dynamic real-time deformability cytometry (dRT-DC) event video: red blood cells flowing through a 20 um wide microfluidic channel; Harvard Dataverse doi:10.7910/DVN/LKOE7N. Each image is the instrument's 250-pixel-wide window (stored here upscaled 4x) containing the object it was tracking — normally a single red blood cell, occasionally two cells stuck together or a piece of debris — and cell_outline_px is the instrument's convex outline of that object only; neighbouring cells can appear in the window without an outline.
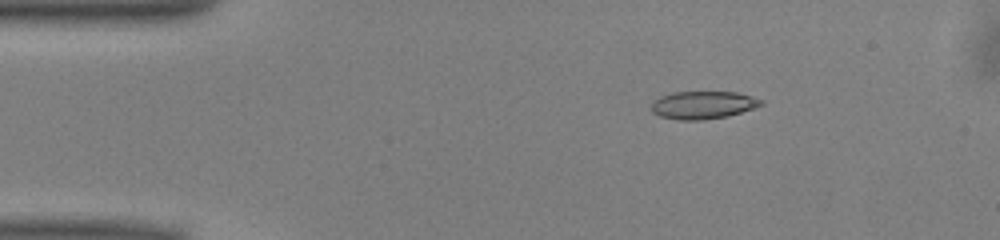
{"species": "common noctule bat (a hibernating species)", "species_latin": "Nyctalus noctula", "temperature_condition": "warm", "stored_images_in_passage": 46, "camera_frame_rate_fps": 3000, "um_per_image_px": 0.085, "animal": {"sex": "male", "body_mass_g": 13.0, "forearm_length_mm": 53.1}, "frame": {"image": 1, "passage_image": 4, "time_ms": 1.0, "image_size_px": [1000, 240], "cell_outline_px": [[764, 104], [728, 116], [704, 120], [680, 120], [660, 116], [652, 112], [652, 104], [660, 96], [672, 92], [736, 92], [752, 96], [764, 100]], "centroid_in_image_um": [59.77, 8.92], "position_along_channel_um": 25.2, "area_um2": 17.69}}
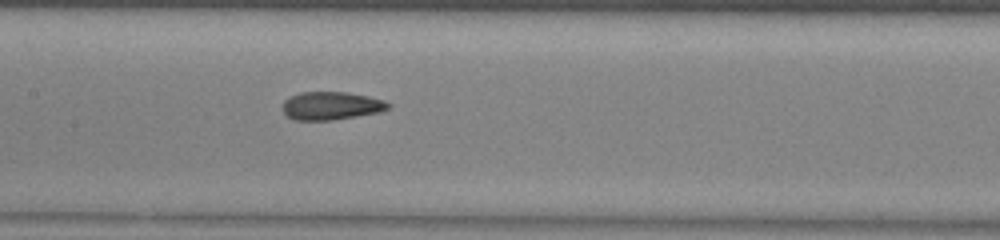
{"frame": {"image": 2, "passage_image": 20, "time_ms": 6.333, "image_size_px": [1000, 240], "cell_outline_px": [[392, 104], [388, 108], [380, 112], [332, 120], [296, 120], [288, 116], [284, 112], [284, 100], [300, 92], [348, 92], [368, 96], [384, 100]], "centroid_in_image_um": [28.19, 8.98], "position_along_channel_um": 179.2, "area_um2": 17.17}}
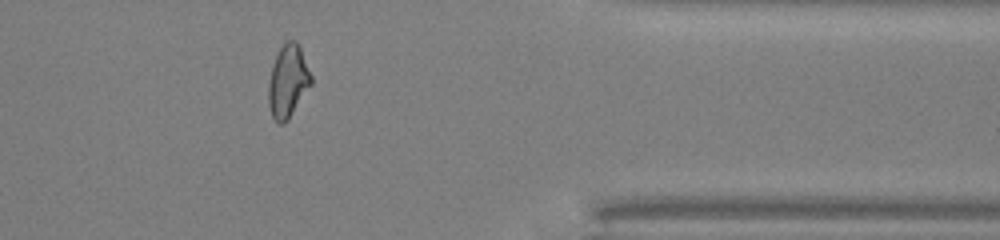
{"frame": {"image": 3, "passage_image": 37, "time_ms": 12.0, "image_size_px": [1000, 240], "cell_outline_px": [[312, 84], [288, 120], [284, 124], [280, 124], [272, 116], [268, 104], [268, 84], [272, 64], [280, 48], [288, 40], [296, 40], [300, 44], [312, 76]], "centroid_in_image_um": [24.49, 6.89], "position_along_channel_um": 386.9, "area_um2": 18.26}, "authors_computed_cell_mechanics": {"area_um2": 17.7157, "velocity_mm_per_s": 4.0474, "shape_relaxation_time_tau1_ms": 8.6062, "shape_relaxation_time_tau2_ms": 2.1843, "deformation_change_tau1": 0.2263, "deformation_change_tau2": 0.1063}}